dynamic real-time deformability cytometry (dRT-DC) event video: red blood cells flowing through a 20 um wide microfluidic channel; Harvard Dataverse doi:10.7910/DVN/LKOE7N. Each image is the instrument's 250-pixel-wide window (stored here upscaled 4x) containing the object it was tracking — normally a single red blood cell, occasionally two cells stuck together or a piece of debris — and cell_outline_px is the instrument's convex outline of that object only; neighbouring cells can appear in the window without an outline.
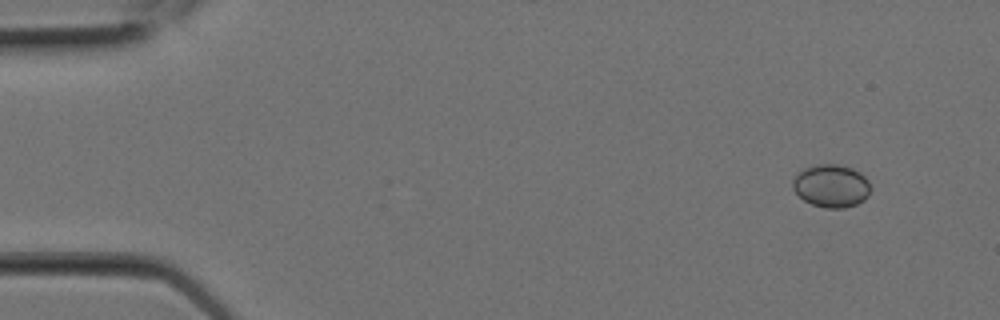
{"species": "Egyptian fruit bat (a non-hibernating species)", "species_latin": "Rousettus aegyptiacus", "temperature_condition": "room temperature", "stored_images_in_passage": 8, "camera_frame_rate_fps": 3000, "um_per_image_px": 0.085, "animal": {"sex": "female"}, "frame": {"image": 1, "passage_image": 1, "time_ms": 0.0, "image_size_px": [1000, 320], "cell_outline_px": [[872, 188], [868, 196], [864, 200], [856, 204], [844, 208], [824, 208], [812, 204], [804, 200], [792, 188], [792, 180], [804, 168], [816, 164], [836, 164], [852, 168], [860, 172], [868, 180]], "centroid_in_image_um": [70.68, 15.8], "position_along_channel_um": 14.3, "area_um2": 19.54}}
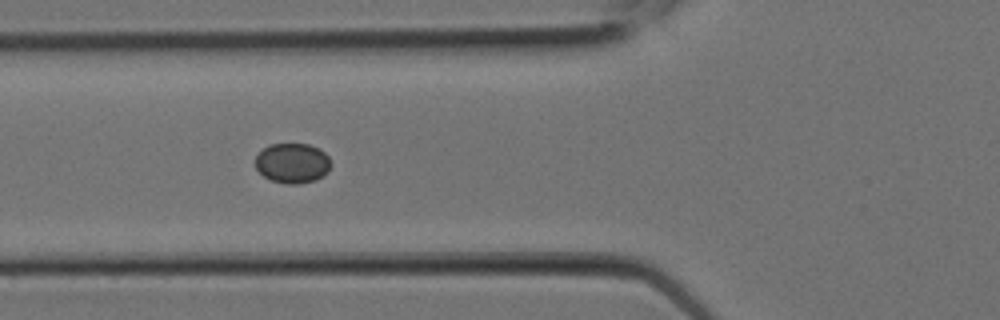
{"frame": {"image": 2, "passage_image": 7, "time_ms": 2.0, "image_size_px": [1000, 320], "cell_outline_px": [[332, 164], [328, 172], [316, 180], [300, 184], [288, 184], [272, 180], [264, 176], [256, 168], [256, 156], [268, 144], [308, 144], [320, 148], [328, 156]], "centroid_in_image_um": [24.89, 13.86], "position_along_channel_um": 100.9, "area_um2": 17.69}}
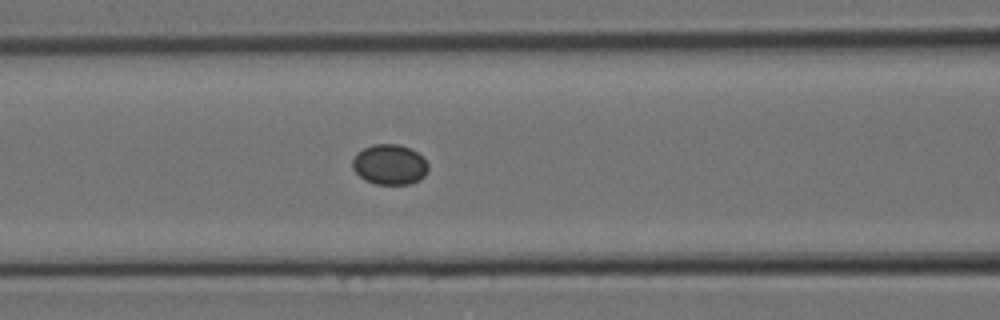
{"frame": {"image": 3, "passage_image": 8, "time_ms": 2.333, "image_size_px": [1000, 320], "cell_outline_px": [[428, 172], [420, 180], [408, 184], [376, 184], [364, 180], [352, 168], [352, 160], [356, 152], [372, 144], [396, 144], [412, 148], [424, 156], [428, 164]], "centroid_in_image_um": [33.14, 13.97], "position_along_channel_um": 133.5, "area_um2": 18.09}}